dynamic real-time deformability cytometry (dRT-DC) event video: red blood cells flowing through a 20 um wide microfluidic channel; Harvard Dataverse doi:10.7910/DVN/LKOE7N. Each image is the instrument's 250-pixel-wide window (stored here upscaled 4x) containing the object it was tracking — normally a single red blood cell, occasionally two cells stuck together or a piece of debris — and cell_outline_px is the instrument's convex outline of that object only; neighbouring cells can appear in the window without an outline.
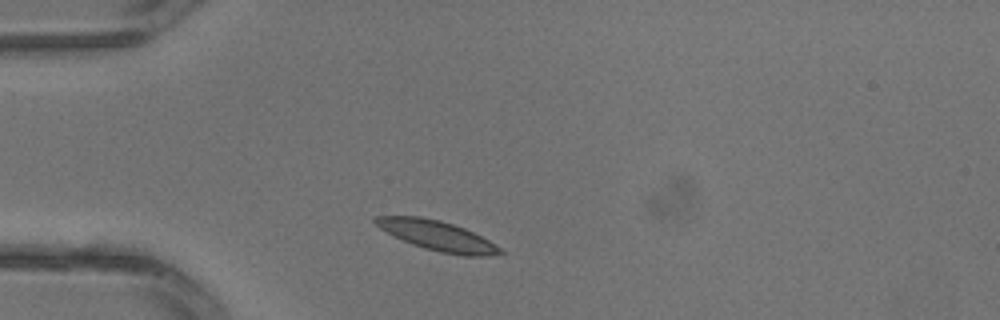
{"species": "common noctule bat (a hibernating species)", "species_latin": "Nyctalus noctula", "temperature_condition": "warm", "stored_images_in_passage": 1, "camera_frame_rate_fps": 3000, "um_per_image_px": 0.085, "animal": {"sex": "male", "body_mass_g": 13.3}, "frame": {"image": 1, "passage_image": 1, "time_ms": 0.0, "image_size_px": [1000, 320], "cell_outline_px": [[504, 252], [488, 256], [464, 256], [440, 252], [424, 248], [412, 244], [380, 228], [372, 220], [376, 216], [420, 216], [440, 220], [464, 228], [496, 244]], "centroid_in_image_um": [37.18, 20.03], "position_along_channel_um": 47.8, "area_um2": 21.33}}